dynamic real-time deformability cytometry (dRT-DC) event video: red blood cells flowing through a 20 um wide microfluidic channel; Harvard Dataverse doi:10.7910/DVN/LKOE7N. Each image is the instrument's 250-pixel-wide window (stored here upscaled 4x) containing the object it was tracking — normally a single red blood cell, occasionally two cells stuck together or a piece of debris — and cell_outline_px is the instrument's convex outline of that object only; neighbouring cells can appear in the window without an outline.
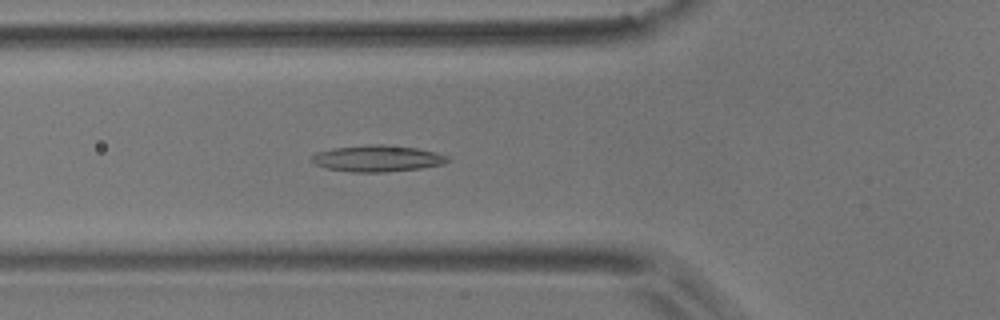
{"species": "common noctule bat (a hibernating species)", "species_latin": "Nyctalus noctula", "temperature_condition": "room temperature", "stored_images_in_passage": 47, "camera_frame_rate_fps": 3000, "um_per_image_px": 0.085, "animal": {"sex": "male", "body_mass_g": 17.9}, "frame": {"image": 1, "passage_image": 12, "time_ms": 3.667, "image_size_px": [1000, 320], "cell_outline_px": [[448, 160], [444, 164], [420, 168], [384, 172], [352, 172], [324, 168], [308, 160], [316, 152], [332, 148], [372, 144], [384, 144], [416, 148], [436, 152], [448, 156]], "centroid_in_image_um": [32.03, 13.47], "position_along_channel_um": 93.8, "area_um2": 20.98}}
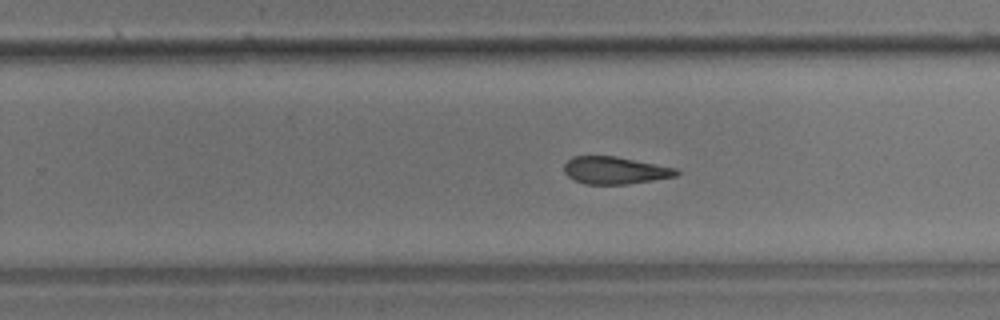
{"frame": {"image": 2, "passage_image": 27, "time_ms": 8.667, "image_size_px": [1000, 320], "cell_outline_px": [[680, 172], [676, 176], [628, 184], [584, 184], [568, 176], [564, 172], [564, 164], [572, 156], [616, 156], [676, 168]], "centroid_in_image_um": [52.26, 14.48], "position_along_channel_um": 277.5, "area_um2": 17.8}}
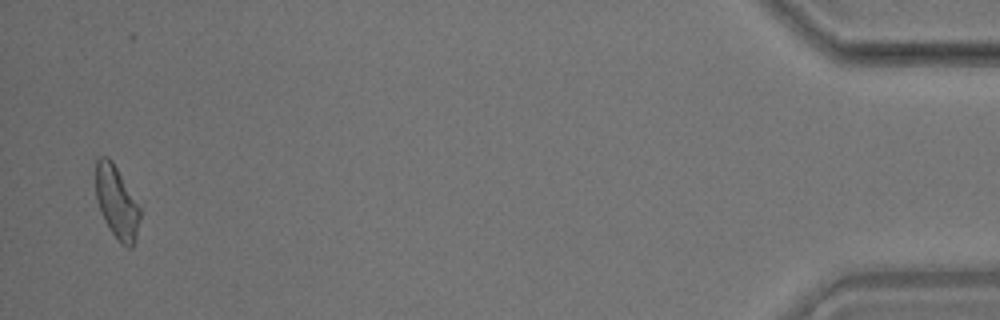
{"frame": {"image": 3, "passage_image": 46, "time_ms": 15.0, "image_size_px": [1000, 320], "cell_outline_px": [[140, 216], [136, 236], [132, 248], [128, 248], [120, 244], [108, 228], [100, 212], [96, 200], [96, 160], [100, 156], [108, 156], [112, 160], [140, 208]], "centroid_in_image_um": [9.9, 17.22], "position_along_channel_um": 425.3, "area_um2": 18.67}, "authors_computed_cell_mechanics": {"area_um2": 19.0162, "velocity_mm_per_s": 3.6729, "shape_relaxation_time_tau1_ms": null, "shape_relaxation_time_tau2_ms": 6.0224, "deformation_change_tau1": null, "deformation_change_tau2": 0.1636}}